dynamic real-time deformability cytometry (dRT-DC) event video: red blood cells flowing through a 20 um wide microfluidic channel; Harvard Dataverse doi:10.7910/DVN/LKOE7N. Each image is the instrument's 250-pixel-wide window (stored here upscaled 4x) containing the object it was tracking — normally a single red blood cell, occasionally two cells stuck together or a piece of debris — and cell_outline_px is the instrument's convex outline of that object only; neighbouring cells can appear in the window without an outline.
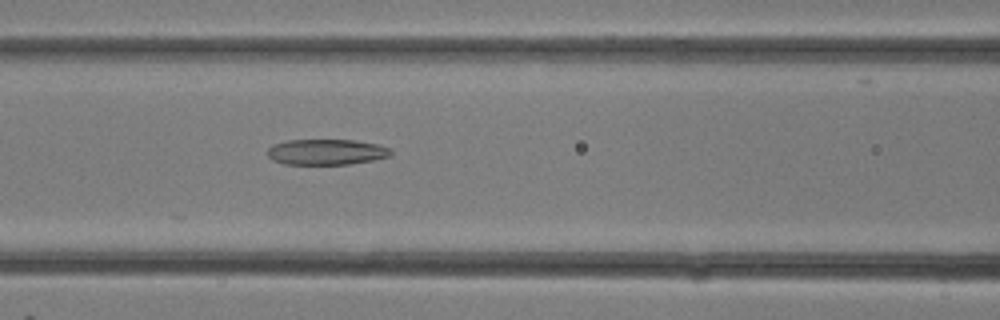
{"species": "common noctule bat (a hibernating species)", "species_latin": "Nyctalus noctula", "temperature_condition": "room temperature", "stored_images_in_passage": 16, "camera_frame_rate_fps": 3000, "um_per_image_px": 0.085, "animal": {"sex": "female"}, "frame": {"image": 1, "passage_image": 14, "time_ms": 4.333, "image_size_px": [1000, 320], "cell_outline_px": [[392, 152], [388, 156], [372, 160], [348, 164], [284, 164], [272, 160], [268, 156], [268, 148], [272, 144], [288, 140], [352, 140], [376, 144], [392, 148]], "centroid_in_image_um": [27.71, 12.91], "position_along_channel_um": 138.9, "area_um2": 18.38}}
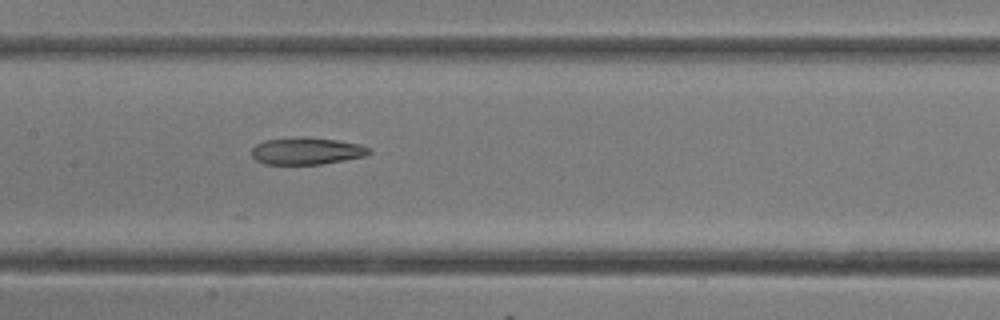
{"frame": {"image": 2, "passage_image": 16, "time_ms": 5.0, "image_size_px": [1000, 320], "cell_outline_px": [[372, 152], [364, 156], [344, 160], [320, 164], [264, 164], [256, 160], [252, 156], [252, 148], [256, 144], [264, 140], [296, 136], [308, 136], [336, 140], [360, 144], [372, 148]], "centroid_in_image_um": [26.06, 12.81], "position_along_channel_um": 181.3, "area_um2": 18.79}}